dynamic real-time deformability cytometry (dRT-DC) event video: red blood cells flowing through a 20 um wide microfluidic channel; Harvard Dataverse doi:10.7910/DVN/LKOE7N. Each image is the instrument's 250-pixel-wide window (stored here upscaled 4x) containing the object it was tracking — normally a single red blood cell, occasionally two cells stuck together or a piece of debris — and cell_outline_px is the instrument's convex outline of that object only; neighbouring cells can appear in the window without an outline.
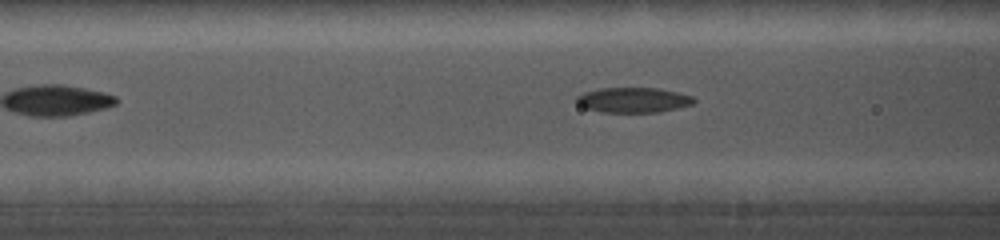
{"species": "common noctule bat (a hibernating species)", "species_latin": "Nyctalus noctula", "temperature_condition": "cold", "stored_images_in_passage": 22, "camera_frame_rate_fps": 5000, "um_per_image_px": 0.085, "animal": {"sex": "female", "body_mass_g": 19.0, "forearm_length_mm": 56.7}, "frame": {"image": 1, "passage_image": 4, "time_ms": 1.4, "image_size_px": [1000, 240], "cell_outline_px": [[696, 100], [692, 104], [660, 112], [604, 112], [588, 108], [580, 104], [576, 100], [576, 96], [584, 92], [600, 88], [660, 88], [692, 96]], "centroid_in_image_um": [53.85, 8.49], "position_along_channel_um": 112.8, "area_um2": 16.94}}
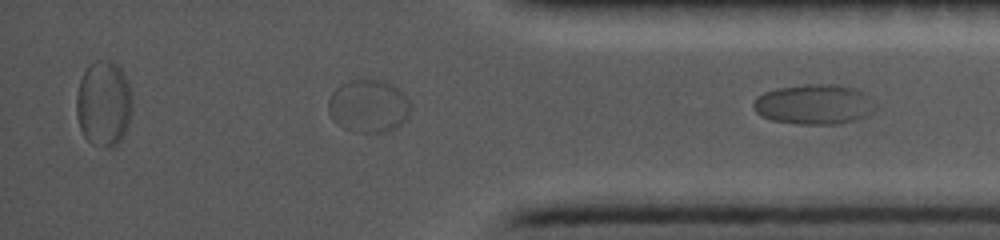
{"frame": {"image": 2, "passage_image": 22, "time_ms": 9.6, "image_size_px": [1000, 240], "cell_outline_px": [[880, 104], [876, 112], [852, 120], [836, 124], [800, 124], [772, 120], [760, 116], [756, 112], [752, 104], [756, 96], [764, 92], [776, 88], [804, 84], [836, 84], [856, 88], [872, 96]], "centroid_in_image_um": [69.27, 8.85], "position_along_channel_um": 365.9, "area_um2": 29.13}}